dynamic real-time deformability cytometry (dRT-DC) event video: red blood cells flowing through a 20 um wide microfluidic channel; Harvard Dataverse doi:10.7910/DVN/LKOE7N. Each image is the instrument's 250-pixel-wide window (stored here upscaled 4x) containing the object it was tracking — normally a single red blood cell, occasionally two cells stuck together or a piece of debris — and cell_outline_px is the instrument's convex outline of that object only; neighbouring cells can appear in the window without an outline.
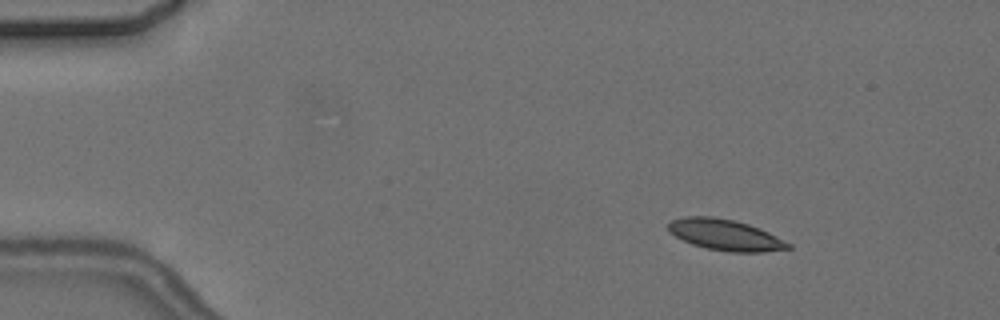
{"species": "common noctule bat (a hibernating species)", "species_latin": "Nyctalus noctula", "temperature_condition": "cold", "stored_images_in_passage": 5, "camera_frame_rate_fps": 3000, "um_per_image_px": 0.085, "animal": {"sex": "female", "body_mass_g": 24.6, "forearm_length_mm": 56.2}, "frame": {"image": 1, "passage_image": 3, "time_ms": 2.333, "image_size_px": [1000, 320], "cell_outline_px": [[792, 248], [764, 252], [728, 252], [708, 248], [692, 244], [668, 232], [668, 224], [672, 220], [684, 216], [712, 216], [732, 220], [748, 224], [760, 228], [792, 244]], "centroid_in_image_um": [61.66, 19.96], "position_along_channel_um": 23.3, "area_um2": 21.62}}